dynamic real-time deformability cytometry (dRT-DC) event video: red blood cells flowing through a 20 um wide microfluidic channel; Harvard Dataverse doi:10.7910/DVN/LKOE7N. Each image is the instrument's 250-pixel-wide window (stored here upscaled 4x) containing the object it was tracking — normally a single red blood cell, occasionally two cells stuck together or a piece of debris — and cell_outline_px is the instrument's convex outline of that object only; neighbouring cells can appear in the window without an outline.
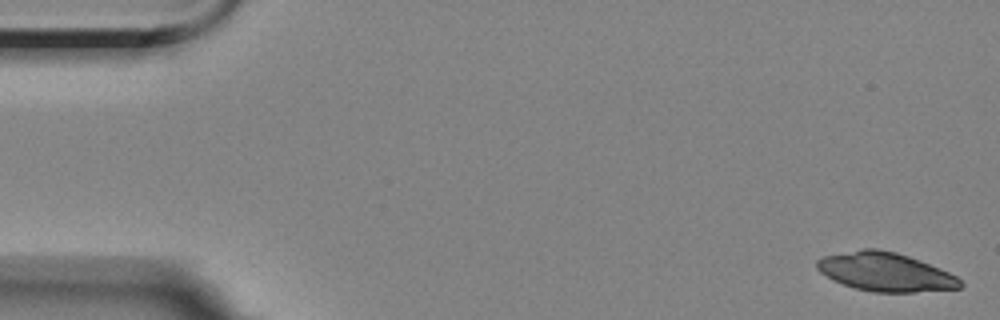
{"species": "Egyptian fruit bat (a non-hibernating species)", "species_latin": "Rousettus aegyptiacus", "temperature_condition": "room temperature", "stored_images_in_passage": 7, "camera_frame_rate_fps": 3000, "um_per_image_px": 0.085, "animal": {"sex": "female"}, "frame": {"image": 1, "passage_image": 1, "time_ms": 0.0, "image_size_px": [1000, 320], "cell_outline_px": [[964, 284], [960, 288], [916, 292], [872, 292], [852, 288], [832, 280], [820, 272], [816, 268], [816, 260], [820, 256], [864, 248], [876, 248], [896, 252], [920, 260], [940, 268], [956, 276]], "centroid_in_image_um": [75.21, 23.11], "position_along_channel_um": 9.8, "area_um2": 32.6}}